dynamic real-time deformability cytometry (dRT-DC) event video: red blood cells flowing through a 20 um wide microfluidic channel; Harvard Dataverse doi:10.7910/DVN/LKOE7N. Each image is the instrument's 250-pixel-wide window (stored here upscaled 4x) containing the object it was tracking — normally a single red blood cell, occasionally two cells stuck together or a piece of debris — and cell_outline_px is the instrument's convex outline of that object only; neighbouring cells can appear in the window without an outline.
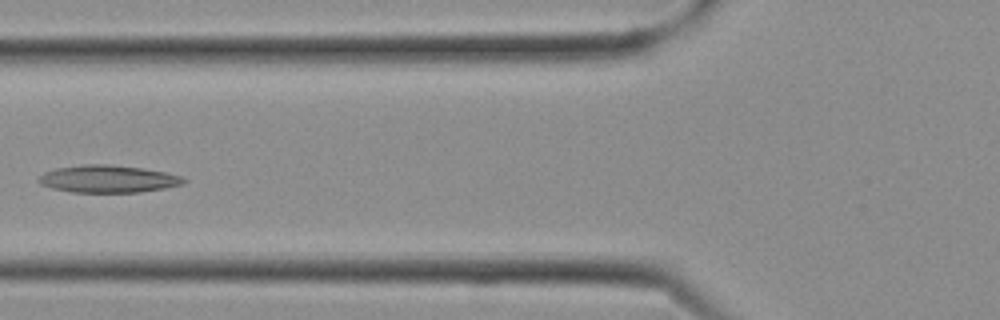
{"species": "Egyptian fruit bat (a non-hibernating species)", "species_latin": "Rousettus aegyptiacus", "temperature_condition": "cold", "stored_images_in_passage": 26, "camera_frame_rate_fps": 3000, "um_per_image_px": 0.085, "frame": {"image": 1, "passage_image": 10, "time_ms": 3.0, "image_size_px": [1000, 320], "cell_outline_px": [[188, 180], [184, 184], [164, 188], [136, 192], [72, 192], [52, 188], [40, 184], [36, 180], [44, 172], [56, 168], [84, 164], [108, 164], [144, 168], [164, 172], [180, 176]], "centroid_in_image_um": [9.17, 15.2], "position_along_channel_um": 116.6, "area_um2": 23.12}}
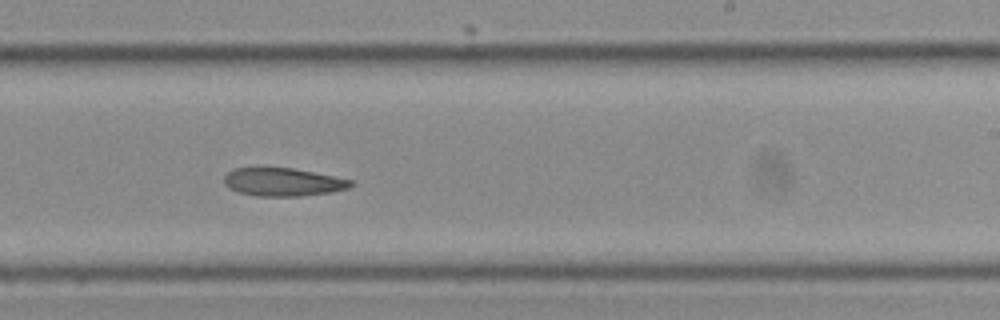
{"frame": {"image": 2, "passage_image": 16, "time_ms": 5.0, "image_size_px": [1000, 320], "cell_outline_px": [[356, 184], [348, 188], [332, 192], [300, 196], [256, 196], [240, 192], [228, 188], [224, 184], [224, 176], [232, 168], [292, 168], [352, 180]], "centroid_in_image_um": [24.04, 15.48], "position_along_channel_um": 265.0, "area_um2": 20.69}}
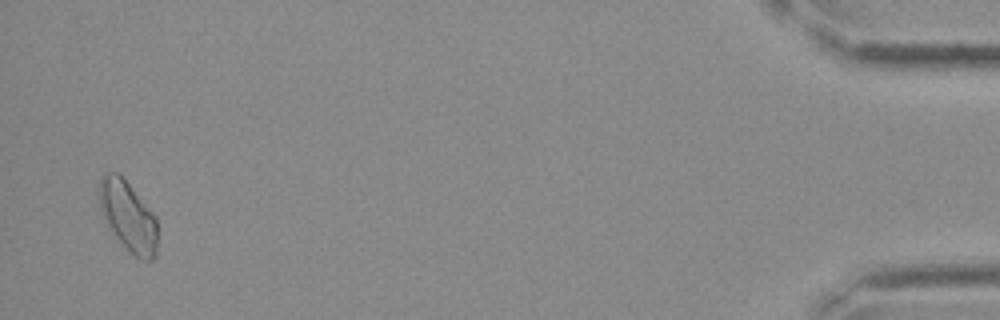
{"frame": {"image": 3, "passage_image": 26, "time_ms": 8.333, "image_size_px": [1000, 320], "cell_outline_px": [[156, 256], [152, 260], [140, 260], [104, 224], [100, 212], [100, 180], [104, 172], [116, 172], [128, 184], [156, 216]], "centroid_in_image_um": [10.87, 18.38], "position_along_channel_um": 424.3, "area_um2": 23.35}}